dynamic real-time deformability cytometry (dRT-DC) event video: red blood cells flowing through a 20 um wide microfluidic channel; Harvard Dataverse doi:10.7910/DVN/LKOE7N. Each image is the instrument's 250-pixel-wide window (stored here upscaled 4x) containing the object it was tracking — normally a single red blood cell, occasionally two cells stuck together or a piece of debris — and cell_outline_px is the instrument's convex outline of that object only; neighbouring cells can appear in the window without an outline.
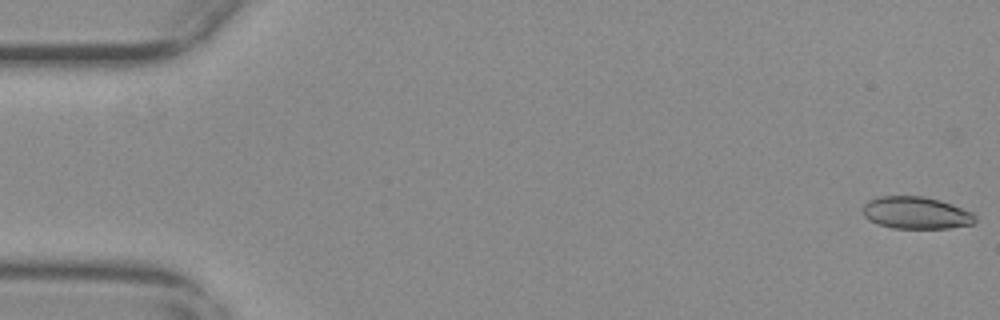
{"species": "common noctule bat (a hibernating species)", "species_latin": "Nyctalus noctula", "temperature_condition": "warm", "stored_images_in_passage": 17, "camera_frame_rate_fps": 3000, "um_per_image_px": 0.085, "animal": {"sex": "female", "body_mass_g": 29.2, "forearm_length_mm": 56.3}, "frame": {"image": 1, "passage_image": 1, "time_ms": 0.0, "image_size_px": [1000, 320], "cell_outline_px": [[976, 220], [972, 224], [948, 228], [892, 228], [868, 220], [864, 216], [864, 204], [868, 200], [880, 196], [924, 196], [940, 200], [952, 204], [972, 212], [976, 216]], "centroid_in_image_um": [77.87, 18.08], "position_along_channel_um": 7.1, "area_um2": 21.04}}